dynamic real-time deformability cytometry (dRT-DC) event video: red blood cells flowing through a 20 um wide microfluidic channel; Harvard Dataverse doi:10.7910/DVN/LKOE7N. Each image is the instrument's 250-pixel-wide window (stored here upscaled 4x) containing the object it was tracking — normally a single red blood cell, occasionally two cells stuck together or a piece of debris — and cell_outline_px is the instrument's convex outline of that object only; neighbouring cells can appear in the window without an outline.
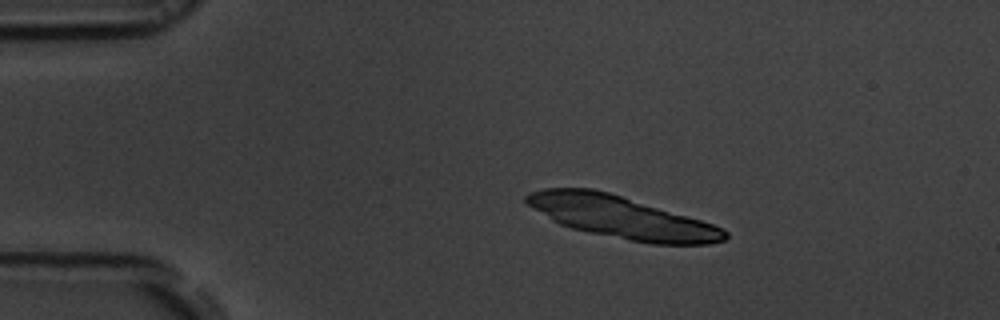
{"species": "common noctule bat (a hibernating species)", "species_latin": "Nyctalus noctula", "temperature_condition": "room temperature", "stored_images_in_passage": 3, "segment_of_instrument_passage": [2, 2], "camera_frame_rate_fps": 3000, "um_per_image_px": 0.085, "animal": {"sex": "male", "body_mass_g": 19.5, "forearm_length_mm": 54.6}, "frame": {"image": 1, "passage_image": 2, "time_ms": 0.333, "image_size_px": [1000, 320], "cell_outline_px": [[724, 236], [720, 240], [692, 244], [672, 244], [640, 240], [628, 236], [560, 192], [564, 188], [572, 188], [600, 192], [616, 196], [708, 224], [724, 232]], "centroid_in_image_um": [54.74, 18.65], "position_along_channel_um": 30.3, "area_um2": 29.65}}